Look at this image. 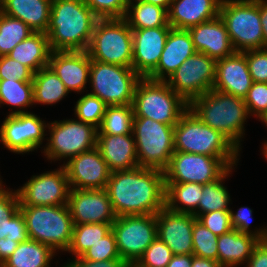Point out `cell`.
I'll return each instance as SVG.
<instances>
[{"label": "cell", "instance_id": "6da1fadb", "mask_svg": "<svg viewBox=\"0 0 267 267\" xmlns=\"http://www.w3.org/2000/svg\"><path fill=\"white\" fill-rule=\"evenodd\" d=\"M105 189L116 217L157 214L165 207L164 171L158 169L111 172Z\"/></svg>", "mask_w": 267, "mask_h": 267}, {"label": "cell", "instance_id": "7a4b0ae2", "mask_svg": "<svg viewBox=\"0 0 267 267\" xmlns=\"http://www.w3.org/2000/svg\"><path fill=\"white\" fill-rule=\"evenodd\" d=\"M99 18L84 0H52L47 31L52 51H87Z\"/></svg>", "mask_w": 267, "mask_h": 267}, {"label": "cell", "instance_id": "3957f363", "mask_svg": "<svg viewBox=\"0 0 267 267\" xmlns=\"http://www.w3.org/2000/svg\"><path fill=\"white\" fill-rule=\"evenodd\" d=\"M189 108L205 125L220 132L241 151L244 125L250 117L243 98L211 89L193 99Z\"/></svg>", "mask_w": 267, "mask_h": 267}, {"label": "cell", "instance_id": "277c9868", "mask_svg": "<svg viewBox=\"0 0 267 267\" xmlns=\"http://www.w3.org/2000/svg\"><path fill=\"white\" fill-rule=\"evenodd\" d=\"M174 150L221 159L229 168L237 165L240 151L220 132L205 125L188 108L174 126Z\"/></svg>", "mask_w": 267, "mask_h": 267}, {"label": "cell", "instance_id": "5b68a950", "mask_svg": "<svg viewBox=\"0 0 267 267\" xmlns=\"http://www.w3.org/2000/svg\"><path fill=\"white\" fill-rule=\"evenodd\" d=\"M19 210L25 219L29 239L49 246L54 252L67 251L74 226L68 205L20 206Z\"/></svg>", "mask_w": 267, "mask_h": 267}, {"label": "cell", "instance_id": "8992f818", "mask_svg": "<svg viewBox=\"0 0 267 267\" xmlns=\"http://www.w3.org/2000/svg\"><path fill=\"white\" fill-rule=\"evenodd\" d=\"M134 117H146L175 126L189 104L165 81L141 78L133 97Z\"/></svg>", "mask_w": 267, "mask_h": 267}, {"label": "cell", "instance_id": "52a82bcc", "mask_svg": "<svg viewBox=\"0 0 267 267\" xmlns=\"http://www.w3.org/2000/svg\"><path fill=\"white\" fill-rule=\"evenodd\" d=\"M219 16L236 52L264 48L259 0H222Z\"/></svg>", "mask_w": 267, "mask_h": 267}, {"label": "cell", "instance_id": "ba28073f", "mask_svg": "<svg viewBox=\"0 0 267 267\" xmlns=\"http://www.w3.org/2000/svg\"><path fill=\"white\" fill-rule=\"evenodd\" d=\"M87 52L91 60L131 67L133 38L127 21L124 18L99 19Z\"/></svg>", "mask_w": 267, "mask_h": 267}, {"label": "cell", "instance_id": "9c48e42d", "mask_svg": "<svg viewBox=\"0 0 267 267\" xmlns=\"http://www.w3.org/2000/svg\"><path fill=\"white\" fill-rule=\"evenodd\" d=\"M132 134L139 166L164 171L175 152L174 126L134 117Z\"/></svg>", "mask_w": 267, "mask_h": 267}, {"label": "cell", "instance_id": "30bf717a", "mask_svg": "<svg viewBox=\"0 0 267 267\" xmlns=\"http://www.w3.org/2000/svg\"><path fill=\"white\" fill-rule=\"evenodd\" d=\"M141 77L132 67L103 63L90 59V94L108 105H131Z\"/></svg>", "mask_w": 267, "mask_h": 267}, {"label": "cell", "instance_id": "8fae6325", "mask_svg": "<svg viewBox=\"0 0 267 267\" xmlns=\"http://www.w3.org/2000/svg\"><path fill=\"white\" fill-rule=\"evenodd\" d=\"M50 137L43 152L47 160H69L71 157L96 147L98 129L75 119L47 123Z\"/></svg>", "mask_w": 267, "mask_h": 267}, {"label": "cell", "instance_id": "7c38bea8", "mask_svg": "<svg viewBox=\"0 0 267 267\" xmlns=\"http://www.w3.org/2000/svg\"><path fill=\"white\" fill-rule=\"evenodd\" d=\"M112 231L121 259L132 267L157 238L156 214L116 217Z\"/></svg>", "mask_w": 267, "mask_h": 267}, {"label": "cell", "instance_id": "4fadbf2b", "mask_svg": "<svg viewBox=\"0 0 267 267\" xmlns=\"http://www.w3.org/2000/svg\"><path fill=\"white\" fill-rule=\"evenodd\" d=\"M215 70L214 59L195 52L165 82L189 104L213 88Z\"/></svg>", "mask_w": 267, "mask_h": 267}, {"label": "cell", "instance_id": "5bb4252c", "mask_svg": "<svg viewBox=\"0 0 267 267\" xmlns=\"http://www.w3.org/2000/svg\"><path fill=\"white\" fill-rule=\"evenodd\" d=\"M229 167L219 158L175 151L164 170L165 183L206 184L220 178Z\"/></svg>", "mask_w": 267, "mask_h": 267}, {"label": "cell", "instance_id": "9a60e30c", "mask_svg": "<svg viewBox=\"0 0 267 267\" xmlns=\"http://www.w3.org/2000/svg\"><path fill=\"white\" fill-rule=\"evenodd\" d=\"M71 187L65 167L32 176L17 189L20 206L67 205Z\"/></svg>", "mask_w": 267, "mask_h": 267}, {"label": "cell", "instance_id": "2e32d148", "mask_svg": "<svg viewBox=\"0 0 267 267\" xmlns=\"http://www.w3.org/2000/svg\"><path fill=\"white\" fill-rule=\"evenodd\" d=\"M47 126L31 112L7 115L0 127V143L15 154L33 152L43 144Z\"/></svg>", "mask_w": 267, "mask_h": 267}, {"label": "cell", "instance_id": "e0dca14e", "mask_svg": "<svg viewBox=\"0 0 267 267\" xmlns=\"http://www.w3.org/2000/svg\"><path fill=\"white\" fill-rule=\"evenodd\" d=\"M68 208L74 225L112 224L116 220L106 189H72Z\"/></svg>", "mask_w": 267, "mask_h": 267}, {"label": "cell", "instance_id": "ac0fdd59", "mask_svg": "<svg viewBox=\"0 0 267 267\" xmlns=\"http://www.w3.org/2000/svg\"><path fill=\"white\" fill-rule=\"evenodd\" d=\"M72 189H105L111 171L97 147L63 163Z\"/></svg>", "mask_w": 267, "mask_h": 267}, {"label": "cell", "instance_id": "d6986e66", "mask_svg": "<svg viewBox=\"0 0 267 267\" xmlns=\"http://www.w3.org/2000/svg\"><path fill=\"white\" fill-rule=\"evenodd\" d=\"M196 217L179 213L166 206L156 214L157 237L172 251L173 255L193 254V226Z\"/></svg>", "mask_w": 267, "mask_h": 267}, {"label": "cell", "instance_id": "ffe728a7", "mask_svg": "<svg viewBox=\"0 0 267 267\" xmlns=\"http://www.w3.org/2000/svg\"><path fill=\"white\" fill-rule=\"evenodd\" d=\"M172 27H156L132 30V68L146 78L158 65L161 53Z\"/></svg>", "mask_w": 267, "mask_h": 267}, {"label": "cell", "instance_id": "44dd1931", "mask_svg": "<svg viewBox=\"0 0 267 267\" xmlns=\"http://www.w3.org/2000/svg\"><path fill=\"white\" fill-rule=\"evenodd\" d=\"M48 66L69 92H85L90 75V56L87 51H52Z\"/></svg>", "mask_w": 267, "mask_h": 267}, {"label": "cell", "instance_id": "7402d4cb", "mask_svg": "<svg viewBox=\"0 0 267 267\" xmlns=\"http://www.w3.org/2000/svg\"><path fill=\"white\" fill-rule=\"evenodd\" d=\"M253 84L243 52L216 61L214 90L243 98Z\"/></svg>", "mask_w": 267, "mask_h": 267}, {"label": "cell", "instance_id": "603a6c76", "mask_svg": "<svg viewBox=\"0 0 267 267\" xmlns=\"http://www.w3.org/2000/svg\"><path fill=\"white\" fill-rule=\"evenodd\" d=\"M196 52L206 54L215 61L231 56L236 51L226 25L220 16L188 29Z\"/></svg>", "mask_w": 267, "mask_h": 267}, {"label": "cell", "instance_id": "cb8c5ba5", "mask_svg": "<svg viewBox=\"0 0 267 267\" xmlns=\"http://www.w3.org/2000/svg\"><path fill=\"white\" fill-rule=\"evenodd\" d=\"M195 52L190 32L185 29L171 28L158 65L146 78L166 81Z\"/></svg>", "mask_w": 267, "mask_h": 267}, {"label": "cell", "instance_id": "d4e9b609", "mask_svg": "<svg viewBox=\"0 0 267 267\" xmlns=\"http://www.w3.org/2000/svg\"><path fill=\"white\" fill-rule=\"evenodd\" d=\"M222 0H172L168 9V24L175 29L192 26L219 16Z\"/></svg>", "mask_w": 267, "mask_h": 267}, {"label": "cell", "instance_id": "484cf974", "mask_svg": "<svg viewBox=\"0 0 267 267\" xmlns=\"http://www.w3.org/2000/svg\"><path fill=\"white\" fill-rule=\"evenodd\" d=\"M96 147L111 172L131 170L139 166L133 134H97Z\"/></svg>", "mask_w": 267, "mask_h": 267}, {"label": "cell", "instance_id": "4316f807", "mask_svg": "<svg viewBox=\"0 0 267 267\" xmlns=\"http://www.w3.org/2000/svg\"><path fill=\"white\" fill-rule=\"evenodd\" d=\"M52 0H0V12L20 19L34 32H46Z\"/></svg>", "mask_w": 267, "mask_h": 267}, {"label": "cell", "instance_id": "83f0119b", "mask_svg": "<svg viewBox=\"0 0 267 267\" xmlns=\"http://www.w3.org/2000/svg\"><path fill=\"white\" fill-rule=\"evenodd\" d=\"M19 208L16 190L0 189V239L9 238L18 243L29 239L26 222Z\"/></svg>", "mask_w": 267, "mask_h": 267}, {"label": "cell", "instance_id": "f1b7e54d", "mask_svg": "<svg viewBox=\"0 0 267 267\" xmlns=\"http://www.w3.org/2000/svg\"><path fill=\"white\" fill-rule=\"evenodd\" d=\"M259 239L253 235L240 233L236 229L218 236L217 261L223 267H237L247 263Z\"/></svg>", "mask_w": 267, "mask_h": 267}, {"label": "cell", "instance_id": "f546056e", "mask_svg": "<svg viewBox=\"0 0 267 267\" xmlns=\"http://www.w3.org/2000/svg\"><path fill=\"white\" fill-rule=\"evenodd\" d=\"M51 52L48 35L45 32H34L18 43L7 56L36 73L48 66Z\"/></svg>", "mask_w": 267, "mask_h": 267}, {"label": "cell", "instance_id": "4dcf8cb0", "mask_svg": "<svg viewBox=\"0 0 267 267\" xmlns=\"http://www.w3.org/2000/svg\"><path fill=\"white\" fill-rule=\"evenodd\" d=\"M55 253L49 246L28 239L18 247L0 267H51Z\"/></svg>", "mask_w": 267, "mask_h": 267}, {"label": "cell", "instance_id": "1f68e13d", "mask_svg": "<svg viewBox=\"0 0 267 267\" xmlns=\"http://www.w3.org/2000/svg\"><path fill=\"white\" fill-rule=\"evenodd\" d=\"M124 19L131 30L171 27L166 9L140 0H129Z\"/></svg>", "mask_w": 267, "mask_h": 267}, {"label": "cell", "instance_id": "d6a6232c", "mask_svg": "<svg viewBox=\"0 0 267 267\" xmlns=\"http://www.w3.org/2000/svg\"><path fill=\"white\" fill-rule=\"evenodd\" d=\"M32 83L35 105L39 103L52 106L71 93L49 66L34 73Z\"/></svg>", "mask_w": 267, "mask_h": 267}, {"label": "cell", "instance_id": "836d02e7", "mask_svg": "<svg viewBox=\"0 0 267 267\" xmlns=\"http://www.w3.org/2000/svg\"><path fill=\"white\" fill-rule=\"evenodd\" d=\"M165 206L174 212L193 214L202 196V184L165 183Z\"/></svg>", "mask_w": 267, "mask_h": 267}, {"label": "cell", "instance_id": "e575fe53", "mask_svg": "<svg viewBox=\"0 0 267 267\" xmlns=\"http://www.w3.org/2000/svg\"><path fill=\"white\" fill-rule=\"evenodd\" d=\"M234 167H230L220 178L217 180L202 185V196L198 204L197 210L193 213L195 217L205 213H210L216 210H231L230 194L223 185V181L229 177Z\"/></svg>", "mask_w": 267, "mask_h": 267}, {"label": "cell", "instance_id": "d590c367", "mask_svg": "<svg viewBox=\"0 0 267 267\" xmlns=\"http://www.w3.org/2000/svg\"><path fill=\"white\" fill-rule=\"evenodd\" d=\"M0 102L17 108L15 111H9L8 115L28 113L29 111L24 109L34 105L33 83L15 79L0 80Z\"/></svg>", "mask_w": 267, "mask_h": 267}, {"label": "cell", "instance_id": "8d00e7d4", "mask_svg": "<svg viewBox=\"0 0 267 267\" xmlns=\"http://www.w3.org/2000/svg\"><path fill=\"white\" fill-rule=\"evenodd\" d=\"M134 111L131 105H108L97 134H132Z\"/></svg>", "mask_w": 267, "mask_h": 267}, {"label": "cell", "instance_id": "74e56055", "mask_svg": "<svg viewBox=\"0 0 267 267\" xmlns=\"http://www.w3.org/2000/svg\"><path fill=\"white\" fill-rule=\"evenodd\" d=\"M112 230V224L88 223L73 226L72 241L67 249L74 258L80 257L88 248L106 236Z\"/></svg>", "mask_w": 267, "mask_h": 267}, {"label": "cell", "instance_id": "f35d334b", "mask_svg": "<svg viewBox=\"0 0 267 267\" xmlns=\"http://www.w3.org/2000/svg\"><path fill=\"white\" fill-rule=\"evenodd\" d=\"M33 33L20 19L0 12V56L9 54L18 43Z\"/></svg>", "mask_w": 267, "mask_h": 267}, {"label": "cell", "instance_id": "ab89813d", "mask_svg": "<svg viewBox=\"0 0 267 267\" xmlns=\"http://www.w3.org/2000/svg\"><path fill=\"white\" fill-rule=\"evenodd\" d=\"M107 105L97 96L86 93L75 104V116L77 120L88 123L97 129L101 125Z\"/></svg>", "mask_w": 267, "mask_h": 267}, {"label": "cell", "instance_id": "60d3db41", "mask_svg": "<svg viewBox=\"0 0 267 267\" xmlns=\"http://www.w3.org/2000/svg\"><path fill=\"white\" fill-rule=\"evenodd\" d=\"M193 255L217 261L218 236L201 224L197 218L193 226Z\"/></svg>", "mask_w": 267, "mask_h": 267}, {"label": "cell", "instance_id": "b9f144b4", "mask_svg": "<svg viewBox=\"0 0 267 267\" xmlns=\"http://www.w3.org/2000/svg\"><path fill=\"white\" fill-rule=\"evenodd\" d=\"M172 256L170 248L157 237L132 267H166Z\"/></svg>", "mask_w": 267, "mask_h": 267}, {"label": "cell", "instance_id": "7bdbcfd3", "mask_svg": "<svg viewBox=\"0 0 267 267\" xmlns=\"http://www.w3.org/2000/svg\"><path fill=\"white\" fill-rule=\"evenodd\" d=\"M81 257L88 261H104L111 259H121L116 245V239L111 230L106 236L102 237L98 242L92 244Z\"/></svg>", "mask_w": 267, "mask_h": 267}, {"label": "cell", "instance_id": "ee69618b", "mask_svg": "<svg viewBox=\"0 0 267 267\" xmlns=\"http://www.w3.org/2000/svg\"><path fill=\"white\" fill-rule=\"evenodd\" d=\"M99 19L124 18L129 0H84Z\"/></svg>", "mask_w": 267, "mask_h": 267}, {"label": "cell", "instance_id": "f6af8a7d", "mask_svg": "<svg viewBox=\"0 0 267 267\" xmlns=\"http://www.w3.org/2000/svg\"><path fill=\"white\" fill-rule=\"evenodd\" d=\"M244 102L251 116L262 117L267 112V83L253 82Z\"/></svg>", "mask_w": 267, "mask_h": 267}, {"label": "cell", "instance_id": "bcb514c9", "mask_svg": "<svg viewBox=\"0 0 267 267\" xmlns=\"http://www.w3.org/2000/svg\"><path fill=\"white\" fill-rule=\"evenodd\" d=\"M34 72L20 62L7 55L0 56V80H19L32 82Z\"/></svg>", "mask_w": 267, "mask_h": 267}, {"label": "cell", "instance_id": "7dc6e473", "mask_svg": "<svg viewBox=\"0 0 267 267\" xmlns=\"http://www.w3.org/2000/svg\"><path fill=\"white\" fill-rule=\"evenodd\" d=\"M197 220L217 236L232 229L230 210H216L198 215Z\"/></svg>", "mask_w": 267, "mask_h": 267}, {"label": "cell", "instance_id": "c3c4849f", "mask_svg": "<svg viewBox=\"0 0 267 267\" xmlns=\"http://www.w3.org/2000/svg\"><path fill=\"white\" fill-rule=\"evenodd\" d=\"M253 82L267 83V48L243 51Z\"/></svg>", "mask_w": 267, "mask_h": 267}, {"label": "cell", "instance_id": "681fc988", "mask_svg": "<svg viewBox=\"0 0 267 267\" xmlns=\"http://www.w3.org/2000/svg\"><path fill=\"white\" fill-rule=\"evenodd\" d=\"M231 213V223L232 229L238 230L240 233H246L253 235L254 237L258 238L260 241H263L265 234L267 232V226L263 228H257L254 231L250 230V223L252 220V213L253 210L249 207H240L237 212L234 213L232 209L230 210Z\"/></svg>", "mask_w": 267, "mask_h": 267}, {"label": "cell", "instance_id": "f907efd6", "mask_svg": "<svg viewBox=\"0 0 267 267\" xmlns=\"http://www.w3.org/2000/svg\"><path fill=\"white\" fill-rule=\"evenodd\" d=\"M63 267H130V266L122 259H111V260L94 262L85 260L80 256L73 258V260L69 259V261L65 263Z\"/></svg>", "mask_w": 267, "mask_h": 267}, {"label": "cell", "instance_id": "816d5d0a", "mask_svg": "<svg viewBox=\"0 0 267 267\" xmlns=\"http://www.w3.org/2000/svg\"><path fill=\"white\" fill-rule=\"evenodd\" d=\"M246 267H267V245L264 241L255 246Z\"/></svg>", "mask_w": 267, "mask_h": 267}, {"label": "cell", "instance_id": "f5cc1de1", "mask_svg": "<svg viewBox=\"0 0 267 267\" xmlns=\"http://www.w3.org/2000/svg\"><path fill=\"white\" fill-rule=\"evenodd\" d=\"M18 244V242L10 240L9 238L0 239V266L12 255L18 247Z\"/></svg>", "mask_w": 267, "mask_h": 267}, {"label": "cell", "instance_id": "db71d44e", "mask_svg": "<svg viewBox=\"0 0 267 267\" xmlns=\"http://www.w3.org/2000/svg\"><path fill=\"white\" fill-rule=\"evenodd\" d=\"M166 267H192V254L173 255Z\"/></svg>", "mask_w": 267, "mask_h": 267}, {"label": "cell", "instance_id": "11a10c76", "mask_svg": "<svg viewBox=\"0 0 267 267\" xmlns=\"http://www.w3.org/2000/svg\"><path fill=\"white\" fill-rule=\"evenodd\" d=\"M259 13L263 28L264 48H267V0H259Z\"/></svg>", "mask_w": 267, "mask_h": 267}, {"label": "cell", "instance_id": "9f6ffc18", "mask_svg": "<svg viewBox=\"0 0 267 267\" xmlns=\"http://www.w3.org/2000/svg\"><path fill=\"white\" fill-rule=\"evenodd\" d=\"M192 267H223L218 261L192 254Z\"/></svg>", "mask_w": 267, "mask_h": 267}, {"label": "cell", "instance_id": "6f0895ef", "mask_svg": "<svg viewBox=\"0 0 267 267\" xmlns=\"http://www.w3.org/2000/svg\"><path fill=\"white\" fill-rule=\"evenodd\" d=\"M140 1L160 6V7L164 8V9H166L167 11H168V9L170 7V4L172 2V0H140Z\"/></svg>", "mask_w": 267, "mask_h": 267}, {"label": "cell", "instance_id": "680465c9", "mask_svg": "<svg viewBox=\"0 0 267 267\" xmlns=\"http://www.w3.org/2000/svg\"><path fill=\"white\" fill-rule=\"evenodd\" d=\"M264 145L262 146V154L264 155L265 159L267 160V141L263 143Z\"/></svg>", "mask_w": 267, "mask_h": 267}, {"label": "cell", "instance_id": "91938a15", "mask_svg": "<svg viewBox=\"0 0 267 267\" xmlns=\"http://www.w3.org/2000/svg\"><path fill=\"white\" fill-rule=\"evenodd\" d=\"M259 119L264 123V125L266 124V126H267V112Z\"/></svg>", "mask_w": 267, "mask_h": 267}, {"label": "cell", "instance_id": "94428289", "mask_svg": "<svg viewBox=\"0 0 267 267\" xmlns=\"http://www.w3.org/2000/svg\"><path fill=\"white\" fill-rule=\"evenodd\" d=\"M2 183H3V181H2L1 178H0V189L5 188V186H4ZM3 186H4V187H3Z\"/></svg>", "mask_w": 267, "mask_h": 267}, {"label": "cell", "instance_id": "6125c7cd", "mask_svg": "<svg viewBox=\"0 0 267 267\" xmlns=\"http://www.w3.org/2000/svg\"><path fill=\"white\" fill-rule=\"evenodd\" d=\"M263 241H264V242L266 243V245H267V232H266V234H265V237H264Z\"/></svg>", "mask_w": 267, "mask_h": 267}]
</instances>
